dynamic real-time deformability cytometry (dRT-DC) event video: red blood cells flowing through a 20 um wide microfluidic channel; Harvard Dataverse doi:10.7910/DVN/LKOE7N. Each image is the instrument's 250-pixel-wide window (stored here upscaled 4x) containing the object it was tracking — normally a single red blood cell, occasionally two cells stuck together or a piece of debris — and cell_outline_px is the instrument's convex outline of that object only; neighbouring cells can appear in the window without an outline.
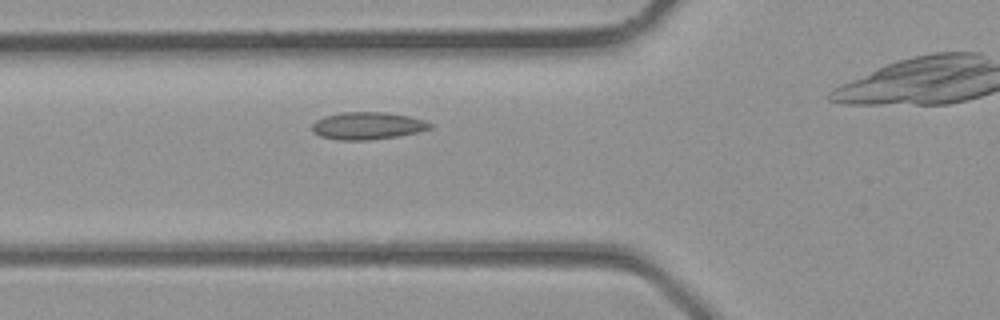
{"species": "common noctule bat (a hibernating species)", "species_latin": "Nyctalus noctula", "temperature_condition": "room temperature", "stored_images_in_passage": 3, "camera_frame_rate_fps": 3000, "um_per_image_px": 0.085, "animal": {"sex": "male", "body_mass_g": 23.1, "forearm_length_mm": 52.7}, "frame": {"image": 1, "passage_image": 2, "time_ms": 0.333, "image_size_px": [1000, 320], "cell_outline_px": [[432, 128], [416, 132], [396, 136], [368, 140], [340, 140], [320, 136], [312, 132], [312, 124], [316, 120], [324, 116], [340, 112], [388, 112], [408, 116], [424, 120], [432, 124]], "centroid_in_image_um": [31.21, 10.68], "position_along_channel_um": 94.6, "area_um2": 18.79}}